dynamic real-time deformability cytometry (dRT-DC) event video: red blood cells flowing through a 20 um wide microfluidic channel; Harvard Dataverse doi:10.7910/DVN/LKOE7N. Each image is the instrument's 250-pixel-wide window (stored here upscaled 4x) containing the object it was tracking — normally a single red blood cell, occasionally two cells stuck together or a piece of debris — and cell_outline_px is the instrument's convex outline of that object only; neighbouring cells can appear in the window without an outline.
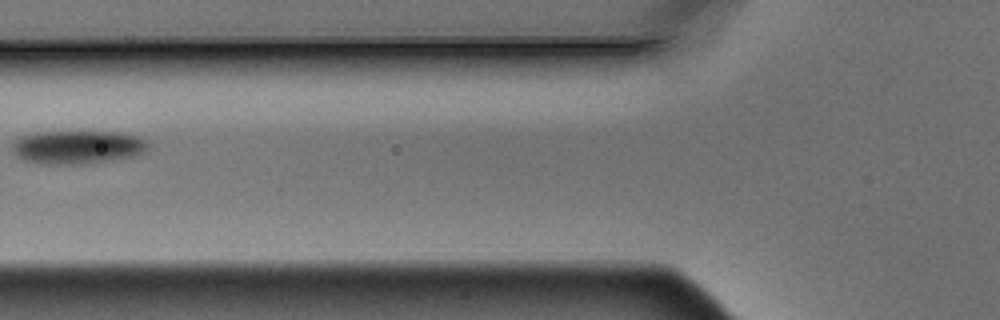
{"species": "Egyptian fruit bat (a non-hibernating species)", "species_latin": "Rousettus aegyptiacus", "temperature_condition": "warm", "stored_images_in_passage": 14, "camera_frame_rate_fps": 3000, "um_per_image_px": 0.085, "animal": {"sex": "male"}, "frame": {"image": 1, "passage_image": 5, "time_ms": 1.333, "image_size_px": [1000, 320], "cell_outline_px": [[148, 148], [144, 152], [132, 156], [112, 160], [80, 164], [48, 164], [24, 160], [16, 156], [12, 152], [12, 144], [20, 136], [32, 132], [120, 132], [140, 136], [148, 140]], "centroid_in_image_um": [6.59, 12.49], "position_along_channel_um": 119.2, "area_um2": 26.59}}
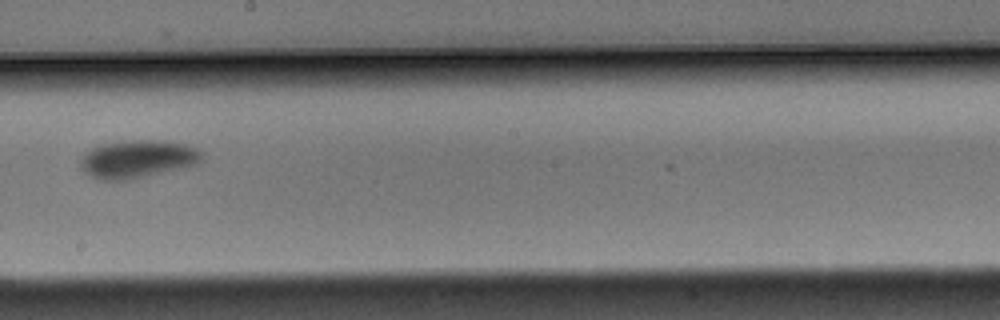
{"frame": {"image": 2, "passage_image": 8, "time_ms": 2.333, "image_size_px": [1000, 320], "cell_outline_px": [[204, 152], [200, 164], [128, 180], [104, 180], [92, 176], [84, 172], [80, 168], [80, 160], [92, 148], [100, 144], [120, 140], [160, 140], [184, 144], [196, 148]], "centroid_in_image_um": [11.72, 13.51], "position_along_channel_um": 236.5, "area_um2": 26.93}}
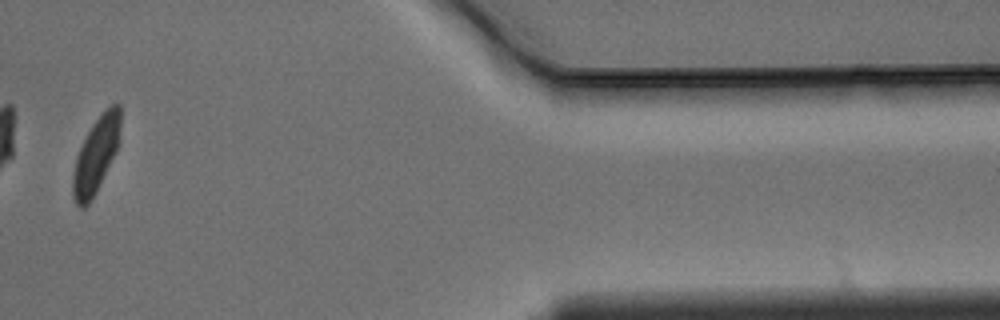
{"frame": {"image": 3, "passage_image": 13, "time_ms": 4.0, "image_size_px": [1000, 320], "cell_outline_px": [[120, 144], [92, 200], [84, 208], [80, 208], [76, 204], [72, 196], [72, 176], [76, 156], [92, 124], [112, 104], [120, 104]], "centroid_in_image_um": [8.16, 13.23], "position_along_channel_um": 403.2, "area_um2": 20.87}}